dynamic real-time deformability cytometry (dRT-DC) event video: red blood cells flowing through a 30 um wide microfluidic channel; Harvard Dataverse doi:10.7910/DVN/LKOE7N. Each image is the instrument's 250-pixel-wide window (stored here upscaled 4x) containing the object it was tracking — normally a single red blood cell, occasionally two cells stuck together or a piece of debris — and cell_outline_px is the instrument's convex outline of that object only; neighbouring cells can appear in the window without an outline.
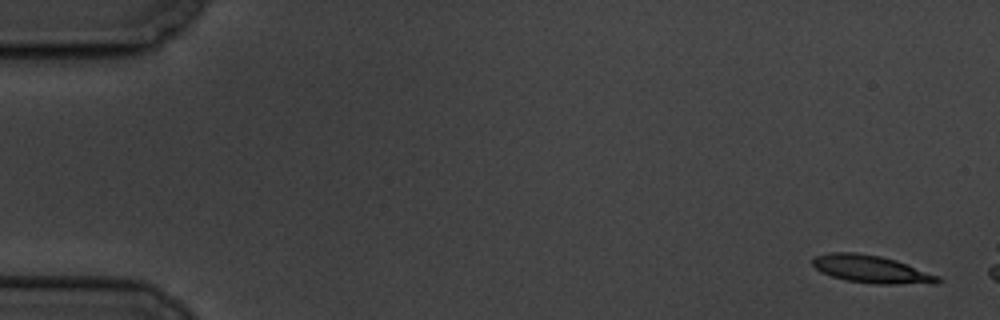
{"species": "common noctule bat (a hibernating species)", "species_latin": "Nyctalus noctula", "temperature_condition": "cold", "stored_images_in_passage": 3, "camera_frame_rate_fps": 3000, "um_per_image_px": 0.085, "animal": {"sex": "male", "body_mass_g": 19.5, "forearm_length_mm": 54.6}, "frame": {"image": 1, "passage_image": 1, "time_ms": 0.0, "image_size_px": [1000, 320], "cell_outline_px": [[940, 284], [876, 284], [844, 280], [820, 272], [812, 264], [812, 260], [816, 256], [828, 252], [856, 252], [880, 256], [896, 260], [940, 276]], "centroid_in_image_um": [74.08, 22.89], "position_along_channel_um": 10.9, "area_um2": 20.35}}